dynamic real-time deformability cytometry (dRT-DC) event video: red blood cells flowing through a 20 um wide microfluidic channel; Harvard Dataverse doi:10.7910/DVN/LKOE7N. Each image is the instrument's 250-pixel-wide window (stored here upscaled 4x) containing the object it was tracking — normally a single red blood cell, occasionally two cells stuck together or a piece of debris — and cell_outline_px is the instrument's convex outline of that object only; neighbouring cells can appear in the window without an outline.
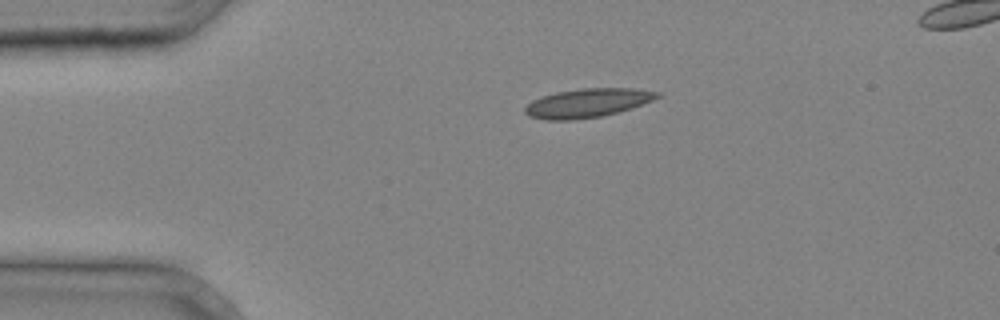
{"species": "common noctule bat (a hibernating species)", "species_latin": "Nyctalus noctula", "temperature_condition": "cold", "stored_images_in_passage": 3, "camera_frame_rate_fps": 3000, "um_per_image_px": 0.085, "animal": {"sex": "male", "body_mass_g": 20.4}, "frame": {"image": 1, "passage_image": 1, "time_ms": 0.0, "image_size_px": [1000, 320], "cell_outline_px": [[660, 96], [652, 100], [632, 108], [600, 116], [572, 120], [544, 120], [528, 116], [524, 112], [524, 108], [532, 100], [540, 96], [556, 92], [584, 88], [632, 88], [660, 92]], "centroid_in_image_um": [49.89, 8.75], "position_along_channel_um": 35.1, "area_um2": 22.2}}